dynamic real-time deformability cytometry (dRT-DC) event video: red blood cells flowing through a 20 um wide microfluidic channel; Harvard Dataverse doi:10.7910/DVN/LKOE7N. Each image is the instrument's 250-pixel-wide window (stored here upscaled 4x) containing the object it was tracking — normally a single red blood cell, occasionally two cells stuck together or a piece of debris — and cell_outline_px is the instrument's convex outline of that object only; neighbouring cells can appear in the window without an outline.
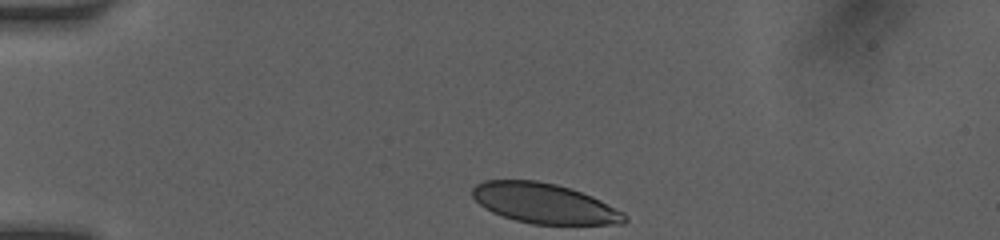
{"species": "human", "species_latin": "Homo sapiens", "temperature_condition": "room temperature", "stored_images_in_passage": 33, "camera_frame_rate_fps": 3000, "um_per_image_px": 0.085, "donor": {"sex": "female"}, "frame": {"image": 1, "passage_image": 1, "time_ms": 0.0, "image_size_px": [1000, 240], "cell_outline_px": [[628, 220], [624, 224], [532, 224], [516, 220], [492, 212], [484, 208], [472, 196], [472, 188], [476, 184], [484, 180], [536, 180], [556, 184], [572, 188], [592, 196], [624, 212], [628, 216]], "centroid_in_image_um": [46.29, 17.28], "position_along_channel_um": 38.7, "area_um2": 35.66}}
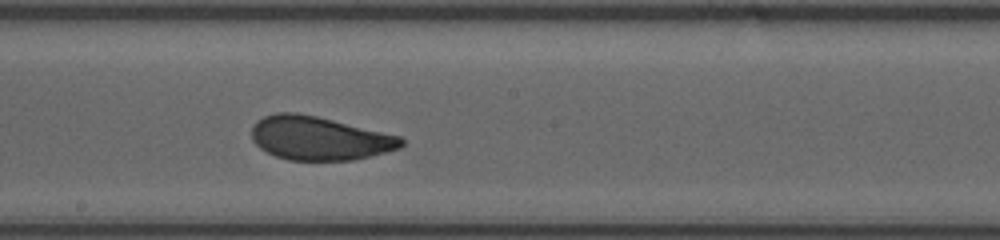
{"frame": {"image": 2, "passage_image": 18, "time_ms": 5.667, "image_size_px": [1000, 240], "cell_outline_px": [[404, 144], [400, 148], [352, 160], [288, 160], [276, 156], [260, 148], [252, 140], [252, 124], [256, 120], [264, 116], [276, 112], [296, 112], [316, 116], [400, 136], [404, 140]], "centroid_in_image_um": [27.1, 11.74], "position_along_channel_um": 221.1, "area_um2": 37.86}}
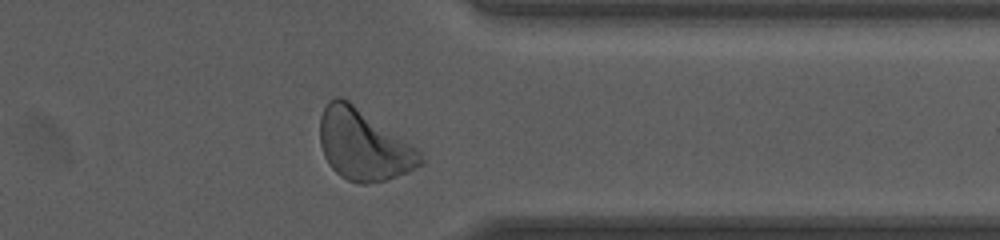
{"frame": {"image": 3, "passage_image": 30, "time_ms": 9.667, "image_size_px": [1000, 240], "cell_outline_px": [[424, 164], [408, 172], [384, 180], [368, 184], [360, 184], [348, 180], [340, 176], [328, 164], [324, 156], [320, 144], [320, 116], [328, 100], [336, 96], [340, 96], [348, 100], [416, 148], [420, 152], [424, 160]], "centroid_in_image_um": [30.87, 12.32], "position_along_channel_um": 380.5, "area_um2": 41.27}, "authors_computed_cell_mechanics": {"area_um2": 38.0902, "velocity_mm_per_s": 4.0753, "shape_relaxation_time_tau1_ms": 2.5055, "shape_relaxation_time_tau2_ms": 0.7356, "deformation_change_tau1": 0.1224, "deformation_change_tau2": 0.0555}}